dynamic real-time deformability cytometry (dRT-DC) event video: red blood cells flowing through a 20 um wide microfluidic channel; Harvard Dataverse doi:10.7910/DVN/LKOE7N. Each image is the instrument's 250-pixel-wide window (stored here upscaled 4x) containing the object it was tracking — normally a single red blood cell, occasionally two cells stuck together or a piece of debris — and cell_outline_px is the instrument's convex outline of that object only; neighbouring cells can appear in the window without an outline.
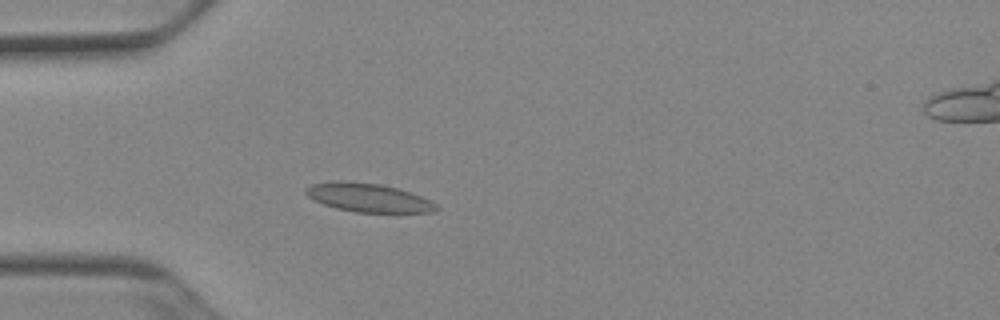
{"species": "Egyptian fruit bat (a non-hibernating species)", "species_latin": "Rousettus aegyptiacus", "temperature_condition": "cold", "stored_images_in_passage": 53, "camera_frame_rate_fps": 3000, "um_per_image_px": 0.085, "animal": {"sex": "female"}, "frame": {"image": 1, "passage_image": 16, "time_ms": 5.0, "image_size_px": [1000, 320], "cell_outline_px": [[440, 208], [432, 212], [356, 212], [336, 208], [324, 204], [308, 196], [304, 192], [304, 188], [312, 184], [336, 180], [344, 180], [380, 184], [396, 188], [420, 196], [436, 204]], "centroid_in_image_um": [31.26, 16.79], "position_along_channel_um": 53.7, "area_um2": 21.56}}
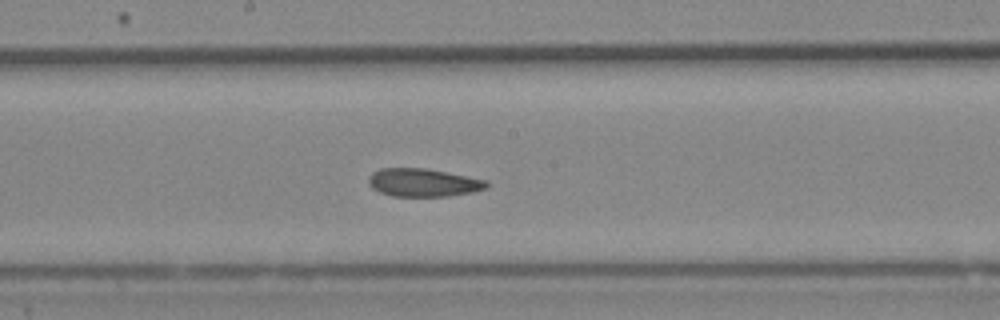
{"frame": {"image": 2, "passage_image": 29, "time_ms": 9.333, "image_size_px": [1000, 320], "cell_outline_px": [[488, 184], [484, 188], [472, 192], [448, 196], [392, 196], [380, 192], [372, 188], [368, 184], [368, 176], [372, 172], [380, 168], [424, 168], [488, 180]], "centroid_in_image_um": [35.92, 15.51], "position_along_channel_um": 212.3, "area_um2": 19.25}}
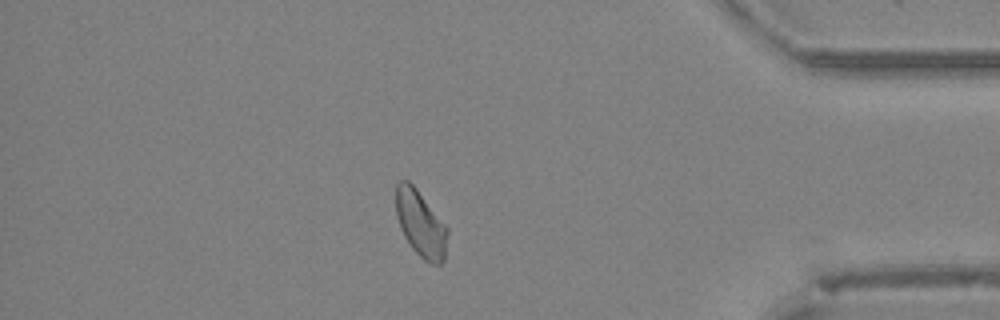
{"frame": {"image": 3, "passage_image": 46, "time_ms": 15.0, "image_size_px": [1000, 320], "cell_outline_px": [[448, 232], [444, 260], [440, 264], [432, 264], [424, 260], [412, 248], [404, 236], [400, 228], [396, 216], [396, 184], [400, 180], [408, 180], [416, 188], [448, 228]], "centroid_in_image_um": [35.74, 19.02], "position_along_channel_um": 399.5, "area_um2": 19.83}, "authors_computed_cell_mechanics": {"area_um2": 20.6346, "velocity_mm_per_s": 3.8847, "shape_relaxation_time_tau1_ms": null, "shape_relaxation_time_tau2_ms": 2.0592, "deformation_change_tau1": null, "deformation_change_tau2": 0.058}}